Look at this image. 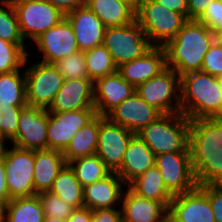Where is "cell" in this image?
<instances>
[{"label": "cell", "instance_id": "14", "mask_svg": "<svg viewBox=\"0 0 222 222\" xmlns=\"http://www.w3.org/2000/svg\"><path fill=\"white\" fill-rule=\"evenodd\" d=\"M134 135L127 128L99 115L96 154L111 172L116 173L120 169L128 143Z\"/></svg>", "mask_w": 222, "mask_h": 222}, {"label": "cell", "instance_id": "56", "mask_svg": "<svg viewBox=\"0 0 222 222\" xmlns=\"http://www.w3.org/2000/svg\"><path fill=\"white\" fill-rule=\"evenodd\" d=\"M22 1H25V0H13V2H22Z\"/></svg>", "mask_w": 222, "mask_h": 222}, {"label": "cell", "instance_id": "36", "mask_svg": "<svg viewBox=\"0 0 222 222\" xmlns=\"http://www.w3.org/2000/svg\"><path fill=\"white\" fill-rule=\"evenodd\" d=\"M25 106L0 104V140L10 144L16 137L20 113ZM8 141V142H7Z\"/></svg>", "mask_w": 222, "mask_h": 222}, {"label": "cell", "instance_id": "45", "mask_svg": "<svg viewBox=\"0 0 222 222\" xmlns=\"http://www.w3.org/2000/svg\"><path fill=\"white\" fill-rule=\"evenodd\" d=\"M11 200L5 176L4 159L0 156V203L4 206Z\"/></svg>", "mask_w": 222, "mask_h": 222}, {"label": "cell", "instance_id": "54", "mask_svg": "<svg viewBox=\"0 0 222 222\" xmlns=\"http://www.w3.org/2000/svg\"><path fill=\"white\" fill-rule=\"evenodd\" d=\"M217 80H218V83H219V87L222 90V75L217 76Z\"/></svg>", "mask_w": 222, "mask_h": 222}, {"label": "cell", "instance_id": "34", "mask_svg": "<svg viewBox=\"0 0 222 222\" xmlns=\"http://www.w3.org/2000/svg\"><path fill=\"white\" fill-rule=\"evenodd\" d=\"M29 44L10 43L0 38V74L11 73L24 67L26 58L31 53Z\"/></svg>", "mask_w": 222, "mask_h": 222}, {"label": "cell", "instance_id": "39", "mask_svg": "<svg viewBox=\"0 0 222 222\" xmlns=\"http://www.w3.org/2000/svg\"><path fill=\"white\" fill-rule=\"evenodd\" d=\"M38 196L42 202L45 217L67 219L75 209L50 192L39 193Z\"/></svg>", "mask_w": 222, "mask_h": 222}, {"label": "cell", "instance_id": "41", "mask_svg": "<svg viewBox=\"0 0 222 222\" xmlns=\"http://www.w3.org/2000/svg\"><path fill=\"white\" fill-rule=\"evenodd\" d=\"M197 21L205 24L215 34L221 31L222 0H213Z\"/></svg>", "mask_w": 222, "mask_h": 222}, {"label": "cell", "instance_id": "10", "mask_svg": "<svg viewBox=\"0 0 222 222\" xmlns=\"http://www.w3.org/2000/svg\"><path fill=\"white\" fill-rule=\"evenodd\" d=\"M155 165L161 172L166 188L173 195L192 191L198 186L190 152L158 154L155 156Z\"/></svg>", "mask_w": 222, "mask_h": 222}, {"label": "cell", "instance_id": "48", "mask_svg": "<svg viewBox=\"0 0 222 222\" xmlns=\"http://www.w3.org/2000/svg\"><path fill=\"white\" fill-rule=\"evenodd\" d=\"M55 7L59 8L64 14L84 5V0H48Z\"/></svg>", "mask_w": 222, "mask_h": 222}, {"label": "cell", "instance_id": "49", "mask_svg": "<svg viewBox=\"0 0 222 222\" xmlns=\"http://www.w3.org/2000/svg\"><path fill=\"white\" fill-rule=\"evenodd\" d=\"M119 1H122V2H124V3H127V4L130 5L135 11H137L141 0H119Z\"/></svg>", "mask_w": 222, "mask_h": 222}, {"label": "cell", "instance_id": "30", "mask_svg": "<svg viewBox=\"0 0 222 222\" xmlns=\"http://www.w3.org/2000/svg\"><path fill=\"white\" fill-rule=\"evenodd\" d=\"M49 192L74 208L84 207L83 186L68 164L58 173Z\"/></svg>", "mask_w": 222, "mask_h": 222}, {"label": "cell", "instance_id": "13", "mask_svg": "<svg viewBox=\"0 0 222 222\" xmlns=\"http://www.w3.org/2000/svg\"><path fill=\"white\" fill-rule=\"evenodd\" d=\"M191 161H211L222 153V117L190 120Z\"/></svg>", "mask_w": 222, "mask_h": 222}, {"label": "cell", "instance_id": "52", "mask_svg": "<svg viewBox=\"0 0 222 222\" xmlns=\"http://www.w3.org/2000/svg\"><path fill=\"white\" fill-rule=\"evenodd\" d=\"M13 4V0H0V6H6Z\"/></svg>", "mask_w": 222, "mask_h": 222}, {"label": "cell", "instance_id": "42", "mask_svg": "<svg viewBox=\"0 0 222 222\" xmlns=\"http://www.w3.org/2000/svg\"><path fill=\"white\" fill-rule=\"evenodd\" d=\"M208 196L215 222H222V186L221 185H198Z\"/></svg>", "mask_w": 222, "mask_h": 222}, {"label": "cell", "instance_id": "38", "mask_svg": "<svg viewBox=\"0 0 222 222\" xmlns=\"http://www.w3.org/2000/svg\"><path fill=\"white\" fill-rule=\"evenodd\" d=\"M54 65L63 75L64 79L71 80L89 78L83 51L79 50L64 59L59 60L54 63Z\"/></svg>", "mask_w": 222, "mask_h": 222}, {"label": "cell", "instance_id": "1", "mask_svg": "<svg viewBox=\"0 0 222 222\" xmlns=\"http://www.w3.org/2000/svg\"><path fill=\"white\" fill-rule=\"evenodd\" d=\"M216 39L205 24L197 20H188L164 46L166 67L177 72L179 76L202 68L203 58Z\"/></svg>", "mask_w": 222, "mask_h": 222}, {"label": "cell", "instance_id": "37", "mask_svg": "<svg viewBox=\"0 0 222 222\" xmlns=\"http://www.w3.org/2000/svg\"><path fill=\"white\" fill-rule=\"evenodd\" d=\"M0 38L10 43H28L21 35L13 4L0 6Z\"/></svg>", "mask_w": 222, "mask_h": 222}, {"label": "cell", "instance_id": "51", "mask_svg": "<svg viewBox=\"0 0 222 222\" xmlns=\"http://www.w3.org/2000/svg\"><path fill=\"white\" fill-rule=\"evenodd\" d=\"M5 206L0 203V222H4Z\"/></svg>", "mask_w": 222, "mask_h": 222}, {"label": "cell", "instance_id": "35", "mask_svg": "<svg viewBox=\"0 0 222 222\" xmlns=\"http://www.w3.org/2000/svg\"><path fill=\"white\" fill-rule=\"evenodd\" d=\"M192 169L198 185L222 184V153H218L211 161H191Z\"/></svg>", "mask_w": 222, "mask_h": 222}, {"label": "cell", "instance_id": "22", "mask_svg": "<svg viewBox=\"0 0 222 222\" xmlns=\"http://www.w3.org/2000/svg\"><path fill=\"white\" fill-rule=\"evenodd\" d=\"M166 68L163 46H153L143 56L117 67V72L135 88Z\"/></svg>", "mask_w": 222, "mask_h": 222}, {"label": "cell", "instance_id": "5", "mask_svg": "<svg viewBox=\"0 0 222 222\" xmlns=\"http://www.w3.org/2000/svg\"><path fill=\"white\" fill-rule=\"evenodd\" d=\"M28 59L29 55L24 64L27 105L48 110L65 79L54 64Z\"/></svg>", "mask_w": 222, "mask_h": 222}, {"label": "cell", "instance_id": "53", "mask_svg": "<svg viewBox=\"0 0 222 222\" xmlns=\"http://www.w3.org/2000/svg\"><path fill=\"white\" fill-rule=\"evenodd\" d=\"M216 39L222 44V30L216 34Z\"/></svg>", "mask_w": 222, "mask_h": 222}, {"label": "cell", "instance_id": "8", "mask_svg": "<svg viewBox=\"0 0 222 222\" xmlns=\"http://www.w3.org/2000/svg\"><path fill=\"white\" fill-rule=\"evenodd\" d=\"M13 6L25 42L33 43L65 17V14L48 0L13 2Z\"/></svg>", "mask_w": 222, "mask_h": 222}, {"label": "cell", "instance_id": "31", "mask_svg": "<svg viewBox=\"0 0 222 222\" xmlns=\"http://www.w3.org/2000/svg\"><path fill=\"white\" fill-rule=\"evenodd\" d=\"M8 103L27 106L24 67L11 73L0 74V104Z\"/></svg>", "mask_w": 222, "mask_h": 222}, {"label": "cell", "instance_id": "15", "mask_svg": "<svg viewBox=\"0 0 222 222\" xmlns=\"http://www.w3.org/2000/svg\"><path fill=\"white\" fill-rule=\"evenodd\" d=\"M48 110L25 106L19 116L15 139L10 143L28 150L47 149Z\"/></svg>", "mask_w": 222, "mask_h": 222}, {"label": "cell", "instance_id": "43", "mask_svg": "<svg viewBox=\"0 0 222 222\" xmlns=\"http://www.w3.org/2000/svg\"><path fill=\"white\" fill-rule=\"evenodd\" d=\"M92 222H123L121 207L92 211Z\"/></svg>", "mask_w": 222, "mask_h": 222}, {"label": "cell", "instance_id": "16", "mask_svg": "<svg viewBox=\"0 0 222 222\" xmlns=\"http://www.w3.org/2000/svg\"><path fill=\"white\" fill-rule=\"evenodd\" d=\"M168 219L171 222H215L208 196L198 186L174 195L168 208Z\"/></svg>", "mask_w": 222, "mask_h": 222}, {"label": "cell", "instance_id": "21", "mask_svg": "<svg viewBox=\"0 0 222 222\" xmlns=\"http://www.w3.org/2000/svg\"><path fill=\"white\" fill-rule=\"evenodd\" d=\"M94 107L93 81L89 78L65 79L48 112H66Z\"/></svg>", "mask_w": 222, "mask_h": 222}, {"label": "cell", "instance_id": "24", "mask_svg": "<svg viewBox=\"0 0 222 222\" xmlns=\"http://www.w3.org/2000/svg\"><path fill=\"white\" fill-rule=\"evenodd\" d=\"M155 166V155L135 134L128 143L124 159L116 174L128 185L136 177Z\"/></svg>", "mask_w": 222, "mask_h": 222}, {"label": "cell", "instance_id": "33", "mask_svg": "<svg viewBox=\"0 0 222 222\" xmlns=\"http://www.w3.org/2000/svg\"><path fill=\"white\" fill-rule=\"evenodd\" d=\"M84 57L88 77L93 82L98 78L117 72L112 55L103 44L85 51Z\"/></svg>", "mask_w": 222, "mask_h": 222}, {"label": "cell", "instance_id": "4", "mask_svg": "<svg viewBox=\"0 0 222 222\" xmlns=\"http://www.w3.org/2000/svg\"><path fill=\"white\" fill-rule=\"evenodd\" d=\"M136 21L153 46H164L177 35L188 19L154 0H141Z\"/></svg>", "mask_w": 222, "mask_h": 222}, {"label": "cell", "instance_id": "6", "mask_svg": "<svg viewBox=\"0 0 222 222\" xmlns=\"http://www.w3.org/2000/svg\"><path fill=\"white\" fill-rule=\"evenodd\" d=\"M4 144L1 157L5 163L6 183L10 198L36 195L34 189L35 150Z\"/></svg>", "mask_w": 222, "mask_h": 222}, {"label": "cell", "instance_id": "29", "mask_svg": "<svg viewBox=\"0 0 222 222\" xmlns=\"http://www.w3.org/2000/svg\"><path fill=\"white\" fill-rule=\"evenodd\" d=\"M44 218L38 195L13 198L5 205L4 222H43Z\"/></svg>", "mask_w": 222, "mask_h": 222}, {"label": "cell", "instance_id": "19", "mask_svg": "<svg viewBox=\"0 0 222 222\" xmlns=\"http://www.w3.org/2000/svg\"><path fill=\"white\" fill-rule=\"evenodd\" d=\"M65 17L71 23L80 51L103 44L106 26L85 4L69 11Z\"/></svg>", "mask_w": 222, "mask_h": 222}, {"label": "cell", "instance_id": "9", "mask_svg": "<svg viewBox=\"0 0 222 222\" xmlns=\"http://www.w3.org/2000/svg\"><path fill=\"white\" fill-rule=\"evenodd\" d=\"M135 92L162 114L180 112V76L171 68L138 85Z\"/></svg>", "mask_w": 222, "mask_h": 222}, {"label": "cell", "instance_id": "12", "mask_svg": "<svg viewBox=\"0 0 222 222\" xmlns=\"http://www.w3.org/2000/svg\"><path fill=\"white\" fill-rule=\"evenodd\" d=\"M96 115L95 108L48 112L47 149L63 151L79 129Z\"/></svg>", "mask_w": 222, "mask_h": 222}, {"label": "cell", "instance_id": "47", "mask_svg": "<svg viewBox=\"0 0 222 222\" xmlns=\"http://www.w3.org/2000/svg\"><path fill=\"white\" fill-rule=\"evenodd\" d=\"M66 222H92V210L87 207L75 208Z\"/></svg>", "mask_w": 222, "mask_h": 222}, {"label": "cell", "instance_id": "11", "mask_svg": "<svg viewBox=\"0 0 222 222\" xmlns=\"http://www.w3.org/2000/svg\"><path fill=\"white\" fill-rule=\"evenodd\" d=\"M32 45L30 49L37 48L40 57L43 55L38 61L47 64H54L79 51L73 27L66 17L36 38Z\"/></svg>", "mask_w": 222, "mask_h": 222}, {"label": "cell", "instance_id": "44", "mask_svg": "<svg viewBox=\"0 0 222 222\" xmlns=\"http://www.w3.org/2000/svg\"><path fill=\"white\" fill-rule=\"evenodd\" d=\"M212 1L213 0H187V19L198 20L204 14Z\"/></svg>", "mask_w": 222, "mask_h": 222}, {"label": "cell", "instance_id": "26", "mask_svg": "<svg viewBox=\"0 0 222 222\" xmlns=\"http://www.w3.org/2000/svg\"><path fill=\"white\" fill-rule=\"evenodd\" d=\"M127 186L139 196L161 202L167 209L174 197L166 188L156 165L136 177Z\"/></svg>", "mask_w": 222, "mask_h": 222}, {"label": "cell", "instance_id": "57", "mask_svg": "<svg viewBox=\"0 0 222 222\" xmlns=\"http://www.w3.org/2000/svg\"><path fill=\"white\" fill-rule=\"evenodd\" d=\"M164 222H171L168 218Z\"/></svg>", "mask_w": 222, "mask_h": 222}, {"label": "cell", "instance_id": "17", "mask_svg": "<svg viewBox=\"0 0 222 222\" xmlns=\"http://www.w3.org/2000/svg\"><path fill=\"white\" fill-rule=\"evenodd\" d=\"M161 115L163 114L159 110L146 103L134 92L106 117L113 123L119 124L137 134L145 126L155 122Z\"/></svg>", "mask_w": 222, "mask_h": 222}, {"label": "cell", "instance_id": "40", "mask_svg": "<svg viewBox=\"0 0 222 222\" xmlns=\"http://www.w3.org/2000/svg\"><path fill=\"white\" fill-rule=\"evenodd\" d=\"M201 70L216 77L222 75V44L217 39L204 56Z\"/></svg>", "mask_w": 222, "mask_h": 222}, {"label": "cell", "instance_id": "55", "mask_svg": "<svg viewBox=\"0 0 222 222\" xmlns=\"http://www.w3.org/2000/svg\"><path fill=\"white\" fill-rule=\"evenodd\" d=\"M3 146H4V143L0 140V155L2 153Z\"/></svg>", "mask_w": 222, "mask_h": 222}, {"label": "cell", "instance_id": "32", "mask_svg": "<svg viewBox=\"0 0 222 222\" xmlns=\"http://www.w3.org/2000/svg\"><path fill=\"white\" fill-rule=\"evenodd\" d=\"M83 188L108 176L111 171L97 155L77 158L68 163Z\"/></svg>", "mask_w": 222, "mask_h": 222}, {"label": "cell", "instance_id": "25", "mask_svg": "<svg viewBox=\"0 0 222 222\" xmlns=\"http://www.w3.org/2000/svg\"><path fill=\"white\" fill-rule=\"evenodd\" d=\"M66 164L62 151L35 150L33 181L36 195L49 192L58 173Z\"/></svg>", "mask_w": 222, "mask_h": 222}, {"label": "cell", "instance_id": "50", "mask_svg": "<svg viewBox=\"0 0 222 222\" xmlns=\"http://www.w3.org/2000/svg\"><path fill=\"white\" fill-rule=\"evenodd\" d=\"M43 222H66V219L45 217Z\"/></svg>", "mask_w": 222, "mask_h": 222}, {"label": "cell", "instance_id": "18", "mask_svg": "<svg viewBox=\"0 0 222 222\" xmlns=\"http://www.w3.org/2000/svg\"><path fill=\"white\" fill-rule=\"evenodd\" d=\"M135 90L118 72L96 79L93 82L96 114L106 117Z\"/></svg>", "mask_w": 222, "mask_h": 222}, {"label": "cell", "instance_id": "7", "mask_svg": "<svg viewBox=\"0 0 222 222\" xmlns=\"http://www.w3.org/2000/svg\"><path fill=\"white\" fill-rule=\"evenodd\" d=\"M103 45L117 67L143 56L153 47L136 20L128 25L106 27Z\"/></svg>", "mask_w": 222, "mask_h": 222}, {"label": "cell", "instance_id": "46", "mask_svg": "<svg viewBox=\"0 0 222 222\" xmlns=\"http://www.w3.org/2000/svg\"><path fill=\"white\" fill-rule=\"evenodd\" d=\"M169 10L179 12L187 18V0H154Z\"/></svg>", "mask_w": 222, "mask_h": 222}, {"label": "cell", "instance_id": "2", "mask_svg": "<svg viewBox=\"0 0 222 222\" xmlns=\"http://www.w3.org/2000/svg\"><path fill=\"white\" fill-rule=\"evenodd\" d=\"M180 112L189 120L222 117V90L217 77L202 70L180 76Z\"/></svg>", "mask_w": 222, "mask_h": 222}, {"label": "cell", "instance_id": "3", "mask_svg": "<svg viewBox=\"0 0 222 222\" xmlns=\"http://www.w3.org/2000/svg\"><path fill=\"white\" fill-rule=\"evenodd\" d=\"M190 120L181 112L163 114L137 135L156 156L167 152H190Z\"/></svg>", "mask_w": 222, "mask_h": 222}, {"label": "cell", "instance_id": "23", "mask_svg": "<svg viewBox=\"0 0 222 222\" xmlns=\"http://www.w3.org/2000/svg\"><path fill=\"white\" fill-rule=\"evenodd\" d=\"M123 222H164L168 209L159 201L135 194L128 186L121 202Z\"/></svg>", "mask_w": 222, "mask_h": 222}, {"label": "cell", "instance_id": "20", "mask_svg": "<svg viewBox=\"0 0 222 222\" xmlns=\"http://www.w3.org/2000/svg\"><path fill=\"white\" fill-rule=\"evenodd\" d=\"M127 184L115 173L83 188L84 207L97 209L121 207ZM119 205V206H118Z\"/></svg>", "mask_w": 222, "mask_h": 222}, {"label": "cell", "instance_id": "27", "mask_svg": "<svg viewBox=\"0 0 222 222\" xmlns=\"http://www.w3.org/2000/svg\"><path fill=\"white\" fill-rule=\"evenodd\" d=\"M84 4L106 27L128 25L136 20V11L119 0H84Z\"/></svg>", "mask_w": 222, "mask_h": 222}, {"label": "cell", "instance_id": "28", "mask_svg": "<svg viewBox=\"0 0 222 222\" xmlns=\"http://www.w3.org/2000/svg\"><path fill=\"white\" fill-rule=\"evenodd\" d=\"M99 135V115L79 129L67 147L62 151L68 164L77 158L96 154Z\"/></svg>", "mask_w": 222, "mask_h": 222}]
</instances>
